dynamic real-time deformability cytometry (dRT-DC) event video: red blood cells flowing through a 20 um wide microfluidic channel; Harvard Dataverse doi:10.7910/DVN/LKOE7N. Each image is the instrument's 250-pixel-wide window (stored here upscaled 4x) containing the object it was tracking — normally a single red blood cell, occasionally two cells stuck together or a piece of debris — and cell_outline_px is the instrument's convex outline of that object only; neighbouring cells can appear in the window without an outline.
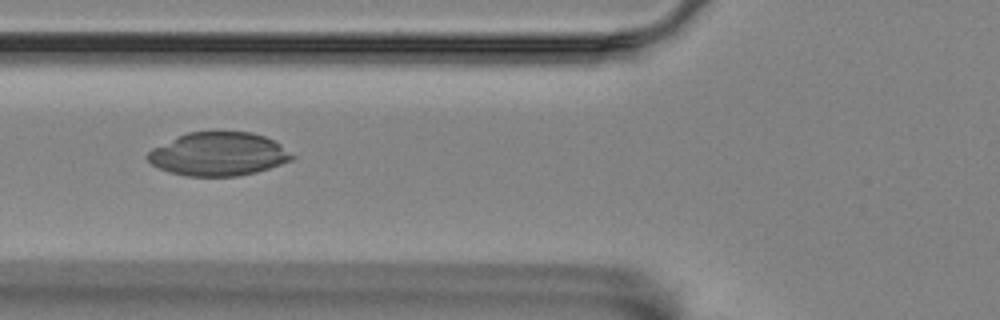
{"species": "Egyptian fruit bat (a non-hibernating species)", "species_latin": "Rousettus aegyptiacus", "temperature_condition": "room temperature", "stored_images_in_passage": 5, "camera_frame_rate_fps": 3000, "um_per_image_px": 0.085, "animal": {"sex": "female"}, "frame": {"image": 1, "passage_image": 3, "time_ms": 0.667, "image_size_px": [1000, 320], "cell_outline_px": [[296, 156], [292, 160], [256, 172], [236, 176], [184, 176], [168, 172], [152, 164], [144, 156], [152, 148], [188, 132], [252, 132], [264, 136], [280, 144]], "centroid_in_image_um": [18.56, 13.1], "position_along_channel_um": 107.2, "area_um2": 36.41}}
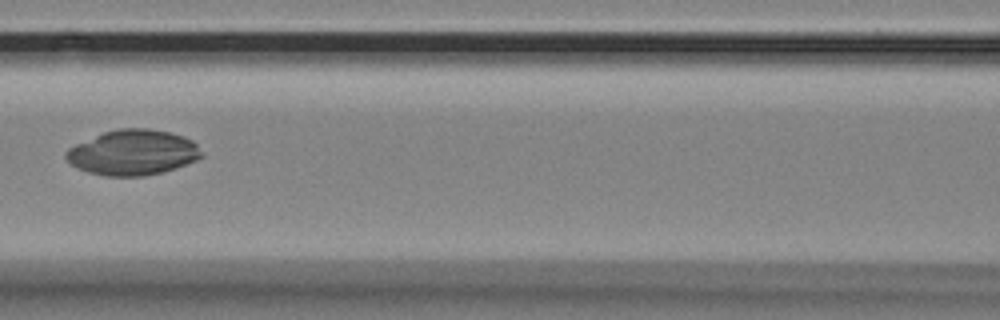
{"frame": {"image": 2, "passage_image": 4, "time_ms": 1.0, "image_size_px": [1000, 320], "cell_outline_px": [[204, 156], [196, 160], [176, 168], [144, 176], [104, 176], [88, 172], [72, 164], [64, 156], [64, 152], [68, 148], [76, 144], [104, 132], [120, 128], [148, 128], [168, 132], [184, 136], [192, 140], [196, 144]], "centroid_in_image_um": [11.3, 12.96], "position_along_channel_um": 155.3, "area_um2": 35.6}}
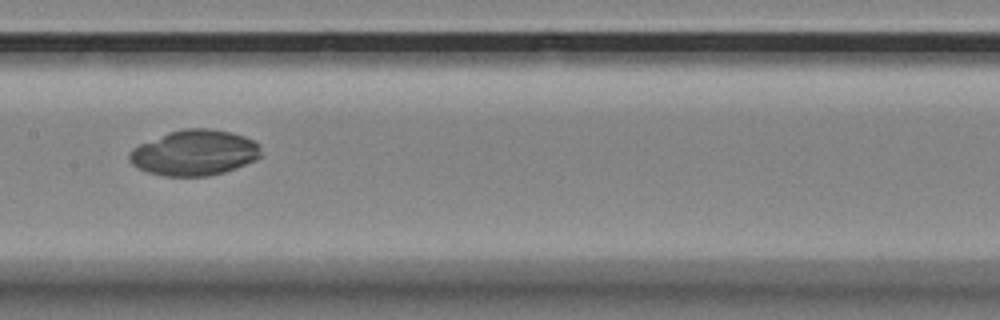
{"frame": {"image": 3, "passage_image": 5, "time_ms": 1.333, "image_size_px": [1000, 320], "cell_outline_px": [[264, 156], [256, 160], [236, 168], [224, 172], [208, 176], [164, 176], [148, 172], [136, 168], [128, 160], [128, 156], [132, 148], [140, 144], [168, 132], [184, 128], [208, 128], [232, 132], [244, 136], [260, 144]], "centroid_in_image_um": [16.55, 12.98], "position_along_channel_um": 190.8, "area_um2": 35.32}}